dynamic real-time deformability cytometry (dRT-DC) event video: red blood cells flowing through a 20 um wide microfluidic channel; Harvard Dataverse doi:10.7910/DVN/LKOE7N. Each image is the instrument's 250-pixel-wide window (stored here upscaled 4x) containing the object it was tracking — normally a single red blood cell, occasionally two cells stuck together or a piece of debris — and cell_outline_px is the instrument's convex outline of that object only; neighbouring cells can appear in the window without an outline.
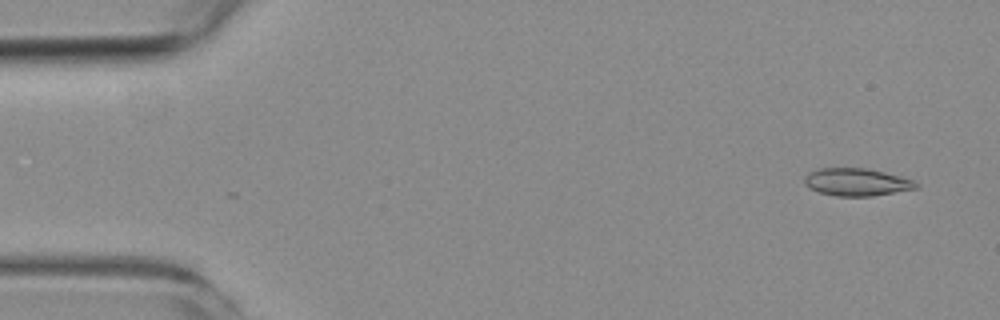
{"species": "common noctule bat (a hibernating species)", "species_latin": "Nyctalus noctula", "temperature_condition": "room temperature", "stored_images_in_passage": 2, "camera_frame_rate_fps": 3000, "um_per_image_px": 0.085, "animal": {"sex": "female", "body_mass_g": 19.3, "forearm_length_mm": 54.1}, "frame": {"image": 1, "passage_image": 1, "time_ms": 0.0, "image_size_px": [1000, 320], "cell_outline_px": [[920, 188], [872, 196], [836, 196], [820, 192], [808, 188], [804, 184], [804, 176], [808, 172], [816, 168], [868, 168], [900, 176], [912, 180], [920, 184]], "centroid_in_image_um": [72.8, 15.47], "position_along_channel_um": 12.2, "area_um2": 18.15}}